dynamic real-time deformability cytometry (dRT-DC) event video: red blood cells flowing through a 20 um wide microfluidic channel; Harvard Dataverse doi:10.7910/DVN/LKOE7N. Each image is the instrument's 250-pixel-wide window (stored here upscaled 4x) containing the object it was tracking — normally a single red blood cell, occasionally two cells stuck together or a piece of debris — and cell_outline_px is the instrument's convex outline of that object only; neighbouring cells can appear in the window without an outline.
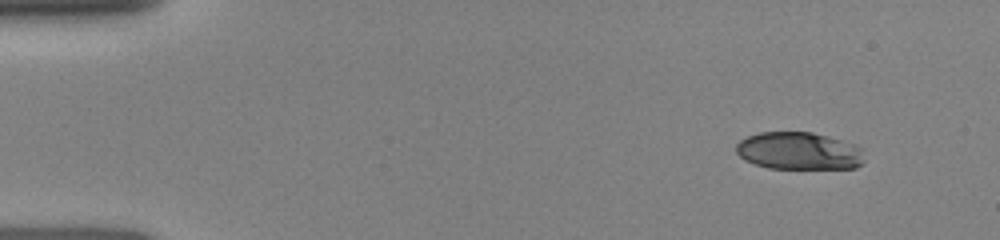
{"species": "human", "species_latin": "Homo sapiens", "temperature_condition": "room temperature", "stored_images_in_passage": 7, "camera_frame_rate_fps": 3000, "um_per_image_px": 0.085, "donor": {"sex": "female"}, "frame": {"image": 1, "passage_image": 1, "time_ms": 0.0, "image_size_px": [1000, 240], "cell_outline_px": [[864, 160], [856, 168], [768, 168], [744, 160], [736, 152], [736, 144], [740, 140], [748, 136], [760, 132], [812, 132], [856, 144], [864, 148]], "centroid_in_image_um": [67.94, 12.83], "position_along_channel_um": 17.1, "area_um2": 28.15}}
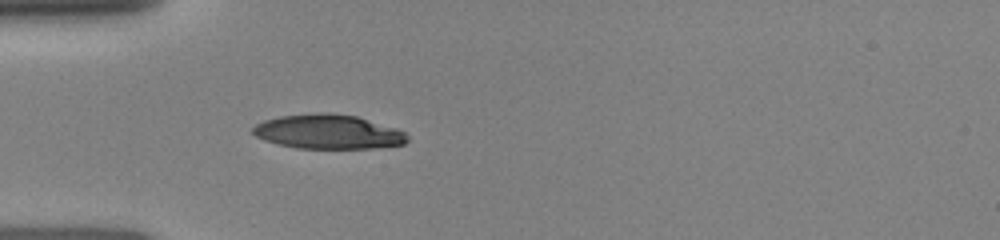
{"frame": {"image": 2, "passage_image": 7, "time_ms": 3.333, "image_size_px": [1000, 240], "cell_outline_px": [[408, 140], [404, 144], [372, 148], [296, 148], [264, 140], [256, 136], [252, 132], [252, 128], [256, 124], [264, 120], [280, 116], [316, 112], [324, 112], [356, 116], [396, 128], [404, 132], [408, 136]], "centroid_in_image_um": [27.88, 11.19], "position_along_channel_um": 57.1, "area_um2": 30.81}}